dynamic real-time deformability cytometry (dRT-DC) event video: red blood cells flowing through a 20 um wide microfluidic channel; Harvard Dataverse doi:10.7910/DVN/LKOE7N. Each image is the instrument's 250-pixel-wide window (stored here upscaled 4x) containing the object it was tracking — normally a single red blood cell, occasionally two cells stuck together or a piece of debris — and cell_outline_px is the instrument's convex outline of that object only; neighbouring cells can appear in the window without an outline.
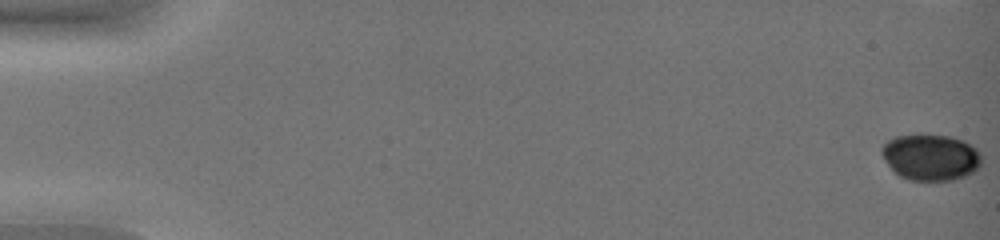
{"species": "common noctule bat (a hibernating species)", "species_latin": "Nyctalus noctula", "temperature_condition": "warm", "stored_images_in_passage": 49, "camera_frame_rate_fps": 3000, "um_per_image_px": 0.085, "animal": {"sex": "female", "body_mass_g": 19.0, "forearm_length_mm": 51.5}, "frame": {"image": 1, "passage_image": 1, "time_ms": 0.0, "image_size_px": [1000, 240], "cell_outline_px": [[980, 164], [972, 172], [964, 176], [952, 180], [908, 180], [900, 176], [884, 160], [880, 152], [880, 148], [888, 140], [896, 136], [920, 132], [924, 132], [948, 136], [964, 140], [976, 148], [980, 152]], "centroid_in_image_um": [79.07, 13.32], "position_along_channel_um": 5.9, "area_um2": 27.28}}